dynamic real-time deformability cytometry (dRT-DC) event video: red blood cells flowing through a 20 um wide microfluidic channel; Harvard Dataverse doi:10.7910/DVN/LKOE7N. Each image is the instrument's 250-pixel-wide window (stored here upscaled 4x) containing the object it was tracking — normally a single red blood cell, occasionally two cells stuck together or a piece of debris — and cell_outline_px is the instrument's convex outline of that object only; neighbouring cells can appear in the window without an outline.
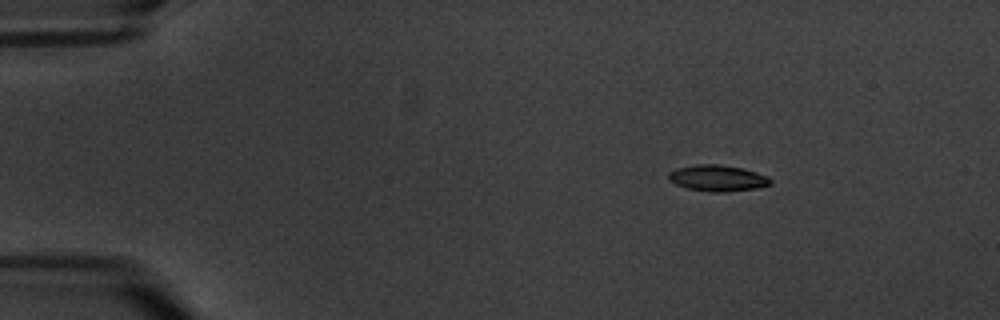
{"species": "common noctule bat (a hibernating species)", "species_latin": "Nyctalus noctula", "temperature_condition": "warm", "stored_images_in_passage": 7, "camera_frame_rate_fps": 3000, "um_per_image_px": 0.085, "animal": {"sex": "male", "body_mass_g": 20.1, "forearm_length_mm": 53.5}, "frame": {"image": 1, "passage_image": 3, "time_ms": 2.333, "image_size_px": [1000, 320], "cell_outline_px": [[772, 184], [756, 188], [724, 192], [712, 192], [688, 188], [676, 184], [668, 180], [668, 172], [676, 168], [696, 164], [720, 164], [740, 168], [756, 172], [768, 176], [772, 180]], "centroid_in_image_um": [60.98, 15.13], "position_along_channel_um": 24.0, "area_um2": 15.55}}
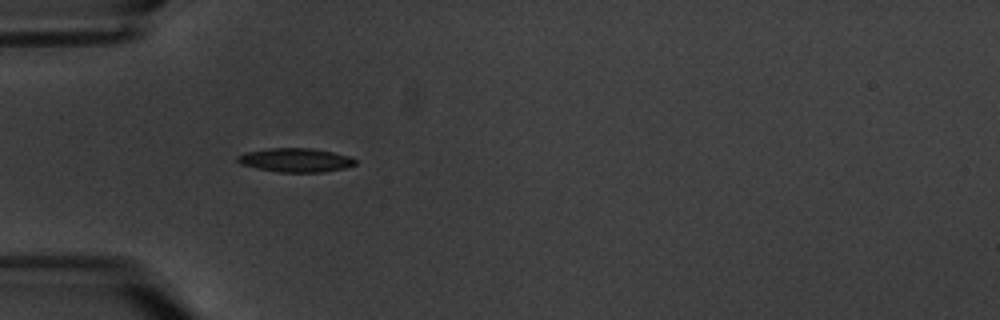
{"frame": {"image": 2, "passage_image": 5, "time_ms": 5.667, "image_size_px": [1000, 320], "cell_outline_px": [[356, 164], [344, 168], [324, 172], [280, 172], [240, 164], [236, 160], [236, 156], [244, 152], [268, 148], [312, 148], [332, 152], [348, 156], [356, 160]], "centroid_in_image_um": [25.1, 13.6], "position_along_channel_um": 59.9, "area_um2": 16.3}}
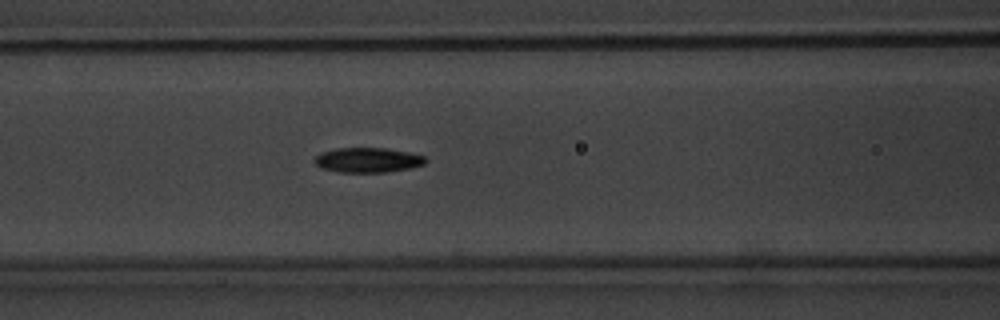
{"frame": {"image": 3, "passage_image": 7, "time_ms": 8.0, "image_size_px": [1000, 320], "cell_outline_px": [[428, 160], [424, 164], [412, 168], [388, 172], [340, 172], [320, 168], [312, 160], [320, 152], [336, 148], [384, 148], [408, 152], [424, 156]], "centroid_in_image_um": [31.24, 13.6], "position_along_channel_um": 135.4, "area_um2": 16.18}}